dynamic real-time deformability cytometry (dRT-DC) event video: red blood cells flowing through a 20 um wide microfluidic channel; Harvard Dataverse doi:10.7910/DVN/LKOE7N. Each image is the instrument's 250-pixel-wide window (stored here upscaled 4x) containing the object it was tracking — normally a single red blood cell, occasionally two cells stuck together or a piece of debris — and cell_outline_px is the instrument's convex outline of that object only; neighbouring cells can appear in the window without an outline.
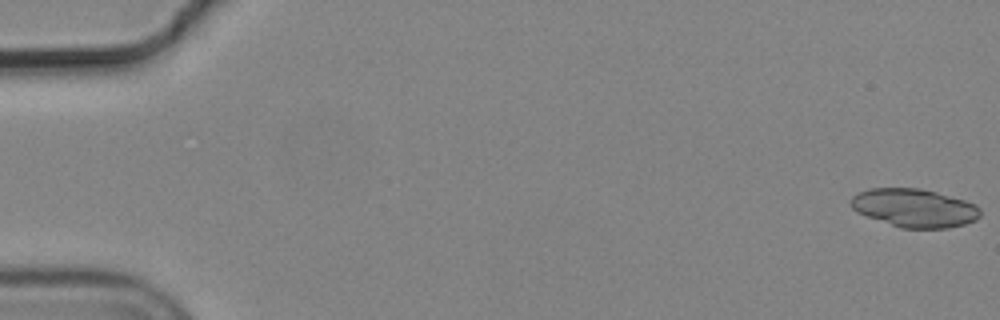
{"species": "common noctule bat (a hibernating species)", "species_latin": "Nyctalus noctula", "temperature_condition": "cold", "stored_images_in_passage": 50, "camera_frame_rate_fps": 3000, "um_per_image_px": 0.085, "animal": {"sex": "male", "body_mass_g": 19.2, "forearm_length_mm": 51.8}, "frame": {"image": 1, "passage_image": 1, "time_ms": 0.0, "image_size_px": [1000, 320], "cell_outline_px": [[980, 216], [976, 220], [964, 224], [948, 228], [900, 228], [856, 212], [852, 208], [852, 196], [868, 188], [920, 188], [936, 192], [964, 200], [976, 204], [980, 208]], "centroid_in_image_um": [77.74, 17.68], "position_along_channel_um": 7.3, "area_um2": 28.84}}
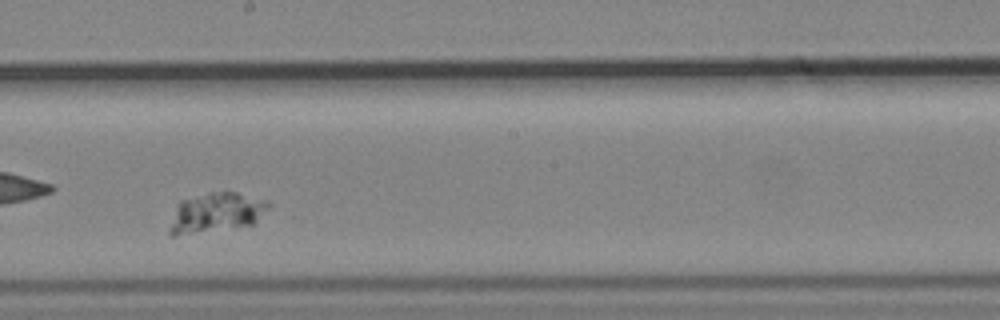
{"frame": {"image": 2, "passage_image": 34, "time_ms": 11.0, "image_size_px": [1000, 320], "cell_outline_px": [[272, 204], [252, 224], [172, 236], [168, 232], [168, 228], [180, 200], [212, 192], [236, 192], [268, 200]], "centroid_in_image_um": [18.37, 18.05], "position_along_channel_um": 229.8, "area_um2": 22.31}}
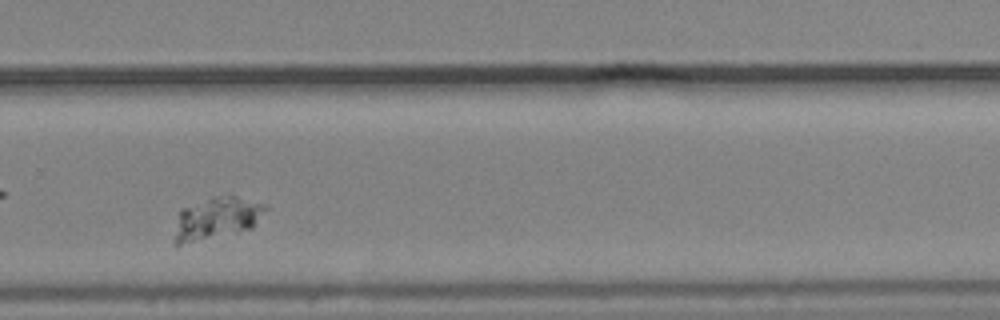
{"frame": {"image": 3, "passage_image": 41, "time_ms": 13.333, "image_size_px": [1000, 320], "cell_outline_px": [[268, 208], [252, 228], [236, 232], [180, 244], [176, 244], [172, 240], [180, 208], [212, 196], [236, 196], [268, 204]], "centroid_in_image_um": [18.41, 18.52], "position_along_channel_um": 311.4, "area_um2": 22.25}}